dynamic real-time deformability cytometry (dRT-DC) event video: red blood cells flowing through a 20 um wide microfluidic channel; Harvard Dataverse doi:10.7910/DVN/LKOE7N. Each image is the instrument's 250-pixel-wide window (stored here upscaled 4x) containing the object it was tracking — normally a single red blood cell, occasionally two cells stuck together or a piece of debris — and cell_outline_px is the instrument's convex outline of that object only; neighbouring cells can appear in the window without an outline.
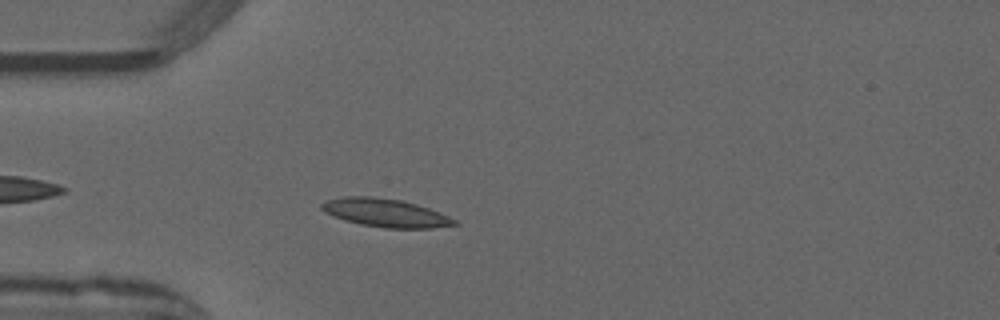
{"species": "common noctule bat (a hibernating species)", "species_latin": "Nyctalus noctula", "temperature_condition": "warm", "stored_images_in_passage": 7, "camera_frame_rate_fps": 3000, "um_per_image_px": 0.085, "animal": {"sex": "male", "forearm_length_mm": 52.5}, "frame": {"image": 1, "passage_image": 5, "time_ms": 1.333, "image_size_px": [1000, 320], "cell_outline_px": [[460, 224], [432, 228], [384, 228], [360, 224], [344, 220], [324, 212], [320, 208], [320, 204], [328, 200], [344, 196], [372, 196], [400, 200], [416, 204], [440, 212], [456, 220]], "centroid_in_image_um": [32.76, 18.09], "position_along_channel_um": 52.2, "area_um2": 21.85}}